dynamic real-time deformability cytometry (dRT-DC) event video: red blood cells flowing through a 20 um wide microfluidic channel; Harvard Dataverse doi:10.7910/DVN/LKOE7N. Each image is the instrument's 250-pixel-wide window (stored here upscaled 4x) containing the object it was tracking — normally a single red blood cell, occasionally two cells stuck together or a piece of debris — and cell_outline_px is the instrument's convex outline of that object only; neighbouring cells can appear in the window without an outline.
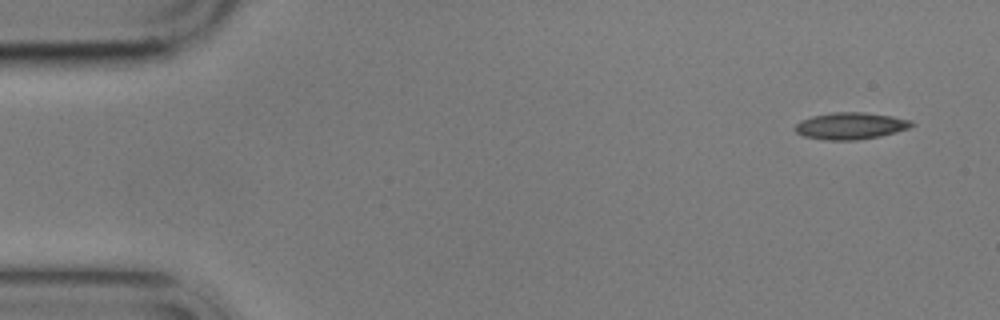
{"species": "common noctule bat (a hibernating species)", "species_latin": "Nyctalus noctula", "temperature_condition": "cold", "stored_images_in_passage": 6, "camera_frame_rate_fps": 3000, "um_per_image_px": 0.085, "animal": {"sex": "male", "body_mass_g": 17.9}, "frame": {"image": 1, "passage_image": 1, "time_ms": 0.0, "image_size_px": [1000, 320], "cell_outline_px": [[916, 124], [908, 128], [896, 132], [880, 136], [856, 140], [824, 140], [804, 136], [796, 132], [792, 128], [800, 120], [812, 116], [832, 112], [864, 112], [892, 116], [912, 120]], "centroid_in_image_um": [72.28, 10.69], "position_along_channel_um": 12.7, "area_um2": 18.38}}
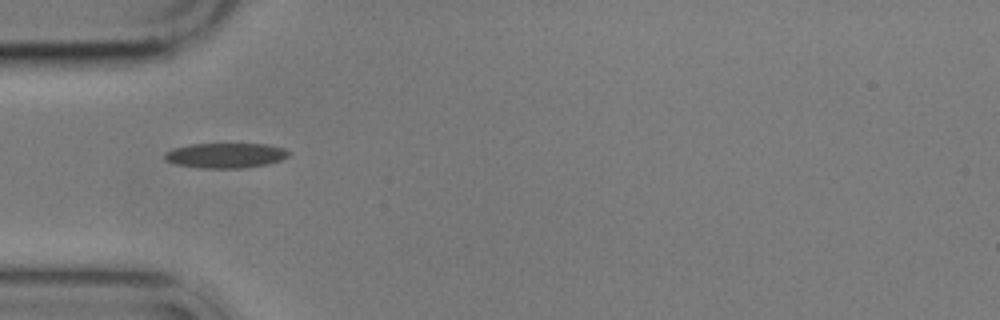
{"frame": {"image": 2, "passage_image": 5, "time_ms": 4.667, "image_size_px": [1000, 320], "cell_outline_px": [[292, 152], [288, 156], [280, 160], [268, 164], [244, 168], [200, 168], [176, 164], [164, 160], [164, 152], [172, 148], [188, 144], [268, 144], [284, 148]], "centroid_in_image_um": [19.16, 13.21], "position_along_channel_um": 65.8, "area_um2": 18.32}}
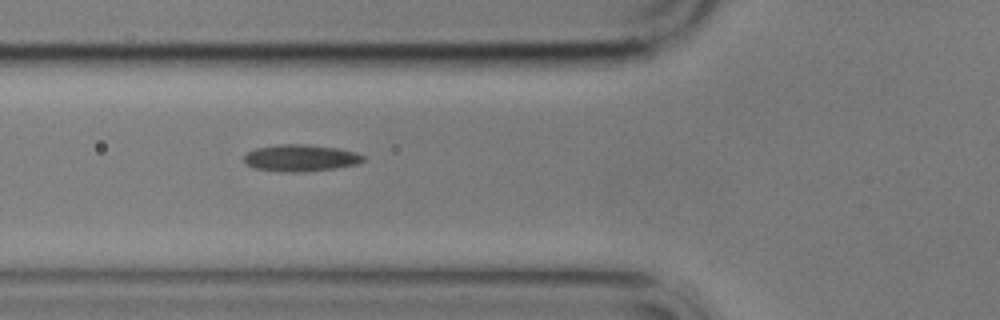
{"frame": {"image": 3, "passage_image": 6, "time_ms": 5.667, "image_size_px": [1000, 320], "cell_outline_px": [[364, 160], [360, 164], [336, 168], [300, 172], [280, 172], [256, 168], [248, 164], [244, 160], [244, 156], [248, 152], [256, 148], [276, 144], [304, 144], [336, 148], [356, 152], [364, 156]], "centroid_in_image_um": [25.57, 13.43], "position_along_channel_um": 100.2, "area_um2": 18.61}}